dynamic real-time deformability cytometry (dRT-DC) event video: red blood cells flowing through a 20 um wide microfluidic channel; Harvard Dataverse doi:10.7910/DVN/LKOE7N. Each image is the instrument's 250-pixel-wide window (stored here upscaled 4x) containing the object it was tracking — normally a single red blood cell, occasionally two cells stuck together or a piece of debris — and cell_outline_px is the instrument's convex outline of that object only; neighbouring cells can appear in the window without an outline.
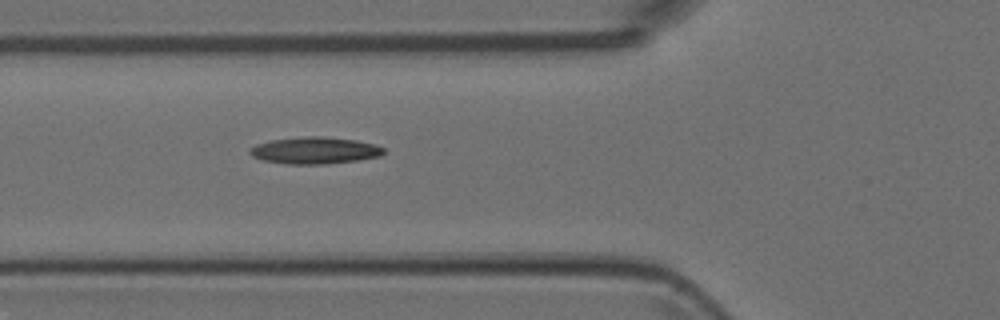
{"species": "Egyptian fruit bat (a non-hibernating species)", "species_latin": "Rousettus aegyptiacus", "temperature_condition": "room temperature", "stored_images_in_passage": 2, "camera_frame_rate_fps": 3000, "um_per_image_px": 0.085, "animal": {"sex": "female"}, "frame": {"image": 1, "passage_image": 2, "time_ms": 0.333, "image_size_px": [1000, 320], "cell_outline_px": [[384, 152], [380, 156], [356, 160], [324, 164], [288, 164], [264, 160], [252, 156], [248, 152], [256, 144], [272, 140], [308, 136], [320, 136], [356, 140], [376, 144], [384, 148]], "centroid_in_image_um": [26.77, 12.78], "position_along_channel_um": 99.0, "area_um2": 20.69}}